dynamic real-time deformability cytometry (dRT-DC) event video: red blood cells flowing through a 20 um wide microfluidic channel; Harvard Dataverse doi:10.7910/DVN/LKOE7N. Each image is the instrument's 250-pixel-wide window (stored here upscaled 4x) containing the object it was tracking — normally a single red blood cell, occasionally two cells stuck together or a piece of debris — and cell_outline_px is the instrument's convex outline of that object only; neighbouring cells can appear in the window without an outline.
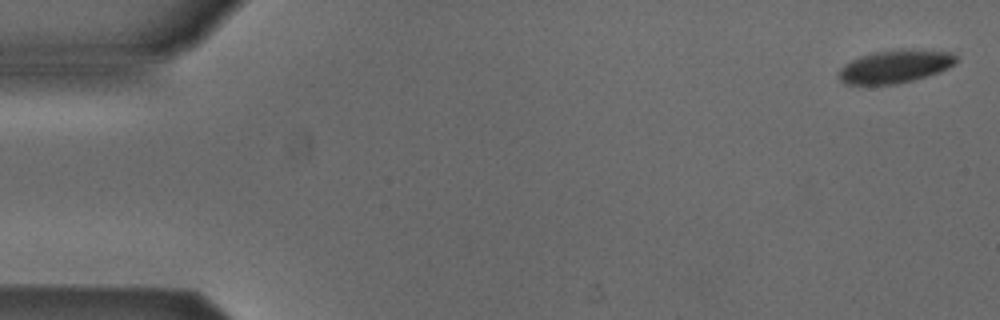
{"species": "Egyptian fruit bat (a non-hibernating species)", "species_latin": "Rousettus aegyptiacus", "temperature_condition": "cold", "stored_images_in_passage": 54, "camera_frame_rate_fps": 3000, "um_per_image_px": 0.085, "animal": {"sex": "male"}, "frame": {"image": 1, "passage_image": 2, "time_ms": 0.333, "image_size_px": [1000, 320], "cell_outline_px": [[956, 60], [948, 68], [940, 72], [912, 80], [896, 84], [844, 84], [840, 80], [840, 68], [844, 64], [860, 56], [876, 52], [900, 48], [952, 52], [956, 56]], "centroid_in_image_um": [76.08, 5.64], "position_along_channel_um": 8.9, "area_um2": 22.43}}
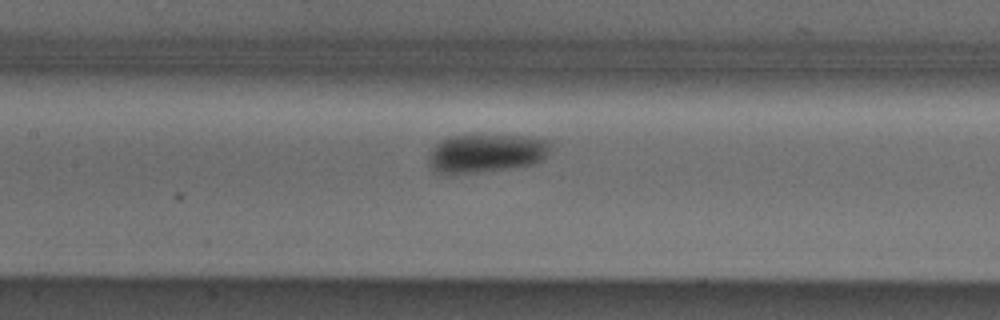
{"frame": {"image": 2, "passage_image": 25, "time_ms": 8.0, "image_size_px": [1000, 320], "cell_outline_px": [[552, 144], [548, 152], [536, 164], [516, 168], [476, 172], [440, 172], [432, 168], [428, 160], [428, 156], [432, 148], [440, 140], [452, 136], [476, 132], [520, 136], [548, 140]], "centroid_in_image_um": [41.34, 12.97], "position_along_channel_um": 166.1, "area_um2": 27.86}}
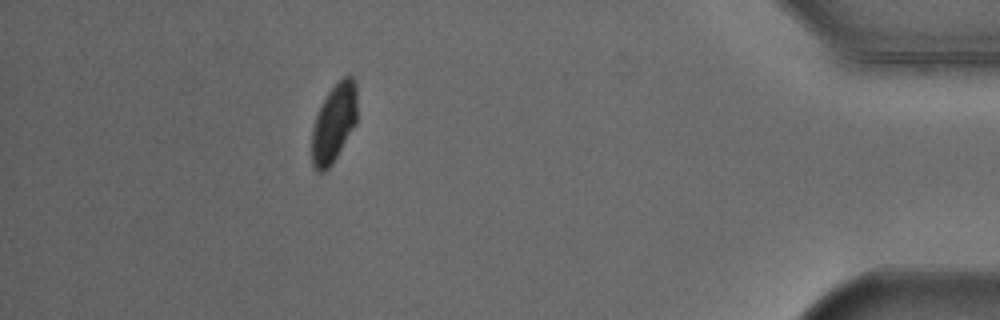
{"frame": {"image": 3, "passage_image": 48, "time_ms": 15.667, "image_size_px": [1000, 320], "cell_outline_px": [[356, 124], [332, 164], [324, 172], [316, 172], [312, 168], [312, 128], [316, 116], [328, 92], [344, 76], [352, 76], [356, 80]], "centroid_in_image_um": [28.38, 10.49], "position_along_channel_um": 406.8, "area_um2": 20.63}, "authors_computed_cell_mechanics": {"area_um2": 24.5939, "velocity_mm_per_s": 3.8466, "shape_relaxation_time_tau1_ms": 2.825, "shape_relaxation_time_tau2_ms": null, "deformation_change_tau1": 0.0901, "deformation_change_tau2": null}}